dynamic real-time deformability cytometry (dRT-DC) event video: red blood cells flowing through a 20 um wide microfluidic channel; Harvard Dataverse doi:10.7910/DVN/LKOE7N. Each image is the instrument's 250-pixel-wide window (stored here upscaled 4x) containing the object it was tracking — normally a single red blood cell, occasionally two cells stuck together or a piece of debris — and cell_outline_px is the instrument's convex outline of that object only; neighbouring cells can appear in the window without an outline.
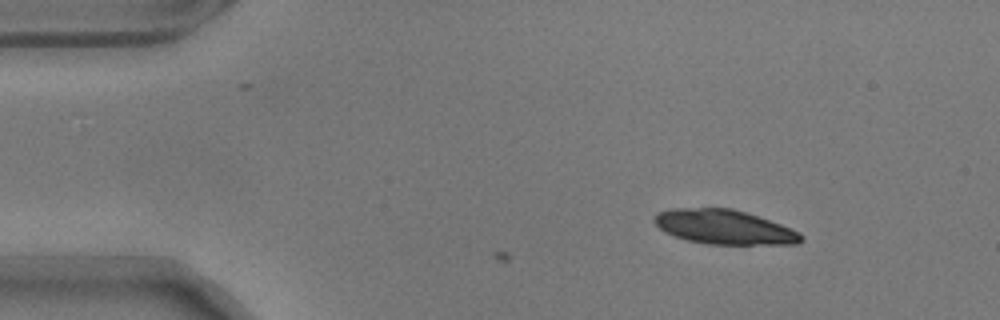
{"species": "common noctule bat (a hibernating species)", "species_latin": "Nyctalus noctula", "temperature_condition": "warm", "stored_images_in_passage": 3, "camera_frame_rate_fps": 3000, "um_per_image_px": 0.085, "animal": {"sex": "male", "body_mass_g": 17.9}, "frame": {"image": 1, "passage_image": 3, "time_ms": 0.667, "image_size_px": [1000, 320], "cell_outline_px": [[804, 240], [796, 244], [708, 244], [688, 240], [664, 232], [652, 220], [652, 216], [656, 212], [672, 208], [732, 208], [748, 212], [780, 224], [804, 236]], "centroid_in_image_um": [61.51, 19.28], "position_along_channel_um": 23.5, "area_um2": 29.42}}